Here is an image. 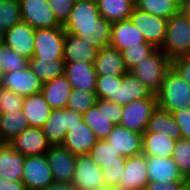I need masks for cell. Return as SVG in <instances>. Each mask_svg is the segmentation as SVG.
Returning a JSON list of instances; mask_svg holds the SVG:
<instances>
[{
  "mask_svg": "<svg viewBox=\"0 0 190 190\" xmlns=\"http://www.w3.org/2000/svg\"><path fill=\"white\" fill-rule=\"evenodd\" d=\"M170 69L171 59L161 49H155L145 60L138 62L130 72L156 95Z\"/></svg>",
  "mask_w": 190,
  "mask_h": 190,
  "instance_id": "1",
  "label": "cell"
},
{
  "mask_svg": "<svg viewBox=\"0 0 190 190\" xmlns=\"http://www.w3.org/2000/svg\"><path fill=\"white\" fill-rule=\"evenodd\" d=\"M156 96L161 110L172 113L190 108V84L173 69L165 75L162 87Z\"/></svg>",
  "mask_w": 190,
  "mask_h": 190,
  "instance_id": "2",
  "label": "cell"
},
{
  "mask_svg": "<svg viewBox=\"0 0 190 190\" xmlns=\"http://www.w3.org/2000/svg\"><path fill=\"white\" fill-rule=\"evenodd\" d=\"M171 60L190 55V18L180 11L168 19L166 37L161 49Z\"/></svg>",
  "mask_w": 190,
  "mask_h": 190,
  "instance_id": "3",
  "label": "cell"
},
{
  "mask_svg": "<svg viewBox=\"0 0 190 190\" xmlns=\"http://www.w3.org/2000/svg\"><path fill=\"white\" fill-rule=\"evenodd\" d=\"M157 96L140 99L122 106L119 125L143 134L153 112L157 109Z\"/></svg>",
  "mask_w": 190,
  "mask_h": 190,
  "instance_id": "4",
  "label": "cell"
},
{
  "mask_svg": "<svg viewBox=\"0 0 190 190\" xmlns=\"http://www.w3.org/2000/svg\"><path fill=\"white\" fill-rule=\"evenodd\" d=\"M83 114L69 108L52 109V112L42 127L50 145H62L68 129L83 121Z\"/></svg>",
  "mask_w": 190,
  "mask_h": 190,
  "instance_id": "5",
  "label": "cell"
},
{
  "mask_svg": "<svg viewBox=\"0 0 190 190\" xmlns=\"http://www.w3.org/2000/svg\"><path fill=\"white\" fill-rule=\"evenodd\" d=\"M129 19L141 31L147 43L155 49H162L166 37L167 19L144 12L136 7Z\"/></svg>",
  "mask_w": 190,
  "mask_h": 190,
  "instance_id": "6",
  "label": "cell"
},
{
  "mask_svg": "<svg viewBox=\"0 0 190 190\" xmlns=\"http://www.w3.org/2000/svg\"><path fill=\"white\" fill-rule=\"evenodd\" d=\"M64 38L63 26L36 29L33 56L42 60L63 58Z\"/></svg>",
  "mask_w": 190,
  "mask_h": 190,
  "instance_id": "7",
  "label": "cell"
},
{
  "mask_svg": "<svg viewBox=\"0 0 190 190\" xmlns=\"http://www.w3.org/2000/svg\"><path fill=\"white\" fill-rule=\"evenodd\" d=\"M18 1L20 5L21 21L27 23L35 30L62 26L55 17L47 0Z\"/></svg>",
  "mask_w": 190,
  "mask_h": 190,
  "instance_id": "8",
  "label": "cell"
},
{
  "mask_svg": "<svg viewBox=\"0 0 190 190\" xmlns=\"http://www.w3.org/2000/svg\"><path fill=\"white\" fill-rule=\"evenodd\" d=\"M72 184L76 190H99L106 186L103 169L92 160L89 154L76 155Z\"/></svg>",
  "mask_w": 190,
  "mask_h": 190,
  "instance_id": "9",
  "label": "cell"
},
{
  "mask_svg": "<svg viewBox=\"0 0 190 190\" xmlns=\"http://www.w3.org/2000/svg\"><path fill=\"white\" fill-rule=\"evenodd\" d=\"M22 181L27 190H42L54 182L45 154L25 156Z\"/></svg>",
  "mask_w": 190,
  "mask_h": 190,
  "instance_id": "10",
  "label": "cell"
},
{
  "mask_svg": "<svg viewBox=\"0 0 190 190\" xmlns=\"http://www.w3.org/2000/svg\"><path fill=\"white\" fill-rule=\"evenodd\" d=\"M54 182L69 183L75 173L76 155L62 145H50L45 153Z\"/></svg>",
  "mask_w": 190,
  "mask_h": 190,
  "instance_id": "11",
  "label": "cell"
},
{
  "mask_svg": "<svg viewBox=\"0 0 190 190\" xmlns=\"http://www.w3.org/2000/svg\"><path fill=\"white\" fill-rule=\"evenodd\" d=\"M0 87L9 89L19 96L27 97L41 93L43 82L28 66L23 70L2 73Z\"/></svg>",
  "mask_w": 190,
  "mask_h": 190,
  "instance_id": "12",
  "label": "cell"
},
{
  "mask_svg": "<svg viewBox=\"0 0 190 190\" xmlns=\"http://www.w3.org/2000/svg\"><path fill=\"white\" fill-rule=\"evenodd\" d=\"M154 94L130 71L123 76H116L115 98L108 101L124 106L130 102L152 97Z\"/></svg>",
  "mask_w": 190,
  "mask_h": 190,
  "instance_id": "13",
  "label": "cell"
},
{
  "mask_svg": "<svg viewBox=\"0 0 190 190\" xmlns=\"http://www.w3.org/2000/svg\"><path fill=\"white\" fill-rule=\"evenodd\" d=\"M119 156L131 157L142 153V134L115 125L105 139Z\"/></svg>",
  "mask_w": 190,
  "mask_h": 190,
  "instance_id": "14",
  "label": "cell"
},
{
  "mask_svg": "<svg viewBox=\"0 0 190 190\" xmlns=\"http://www.w3.org/2000/svg\"><path fill=\"white\" fill-rule=\"evenodd\" d=\"M34 40L35 29L21 21L4 32L3 42L29 60L33 56Z\"/></svg>",
  "mask_w": 190,
  "mask_h": 190,
  "instance_id": "15",
  "label": "cell"
},
{
  "mask_svg": "<svg viewBox=\"0 0 190 190\" xmlns=\"http://www.w3.org/2000/svg\"><path fill=\"white\" fill-rule=\"evenodd\" d=\"M23 156L42 155L50 147L42 128L28 127L9 142Z\"/></svg>",
  "mask_w": 190,
  "mask_h": 190,
  "instance_id": "16",
  "label": "cell"
},
{
  "mask_svg": "<svg viewBox=\"0 0 190 190\" xmlns=\"http://www.w3.org/2000/svg\"><path fill=\"white\" fill-rule=\"evenodd\" d=\"M147 173L144 154L127 157L124 171L121 173L117 186L131 190H145L149 182Z\"/></svg>",
  "mask_w": 190,
  "mask_h": 190,
  "instance_id": "17",
  "label": "cell"
},
{
  "mask_svg": "<svg viewBox=\"0 0 190 190\" xmlns=\"http://www.w3.org/2000/svg\"><path fill=\"white\" fill-rule=\"evenodd\" d=\"M145 157L149 182L186 181L172 157Z\"/></svg>",
  "mask_w": 190,
  "mask_h": 190,
  "instance_id": "18",
  "label": "cell"
},
{
  "mask_svg": "<svg viewBox=\"0 0 190 190\" xmlns=\"http://www.w3.org/2000/svg\"><path fill=\"white\" fill-rule=\"evenodd\" d=\"M98 141L93 130L84 121H81L78 125L68 129L62 146L73 155H82L88 154Z\"/></svg>",
  "mask_w": 190,
  "mask_h": 190,
  "instance_id": "19",
  "label": "cell"
},
{
  "mask_svg": "<svg viewBox=\"0 0 190 190\" xmlns=\"http://www.w3.org/2000/svg\"><path fill=\"white\" fill-rule=\"evenodd\" d=\"M98 53V48L91 45L83 38L65 33L63 60L65 63H94Z\"/></svg>",
  "mask_w": 190,
  "mask_h": 190,
  "instance_id": "20",
  "label": "cell"
},
{
  "mask_svg": "<svg viewBox=\"0 0 190 190\" xmlns=\"http://www.w3.org/2000/svg\"><path fill=\"white\" fill-rule=\"evenodd\" d=\"M141 43L147 42L130 19L112 23L109 45L122 52L124 49L139 46Z\"/></svg>",
  "mask_w": 190,
  "mask_h": 190,
  "instance_id": "21",
  "label": "cell"
},
{
  "mask_svg": "<svg viewBox=\"0 0 190 190\" xmlns=\"http://www.w3.org/2000/svg\"><path fill=\"white\" fill-rule=\"evenodd\" d=\"M94 68L98 76H123L128 72L122 52L111 45L98 49Z\"/></svg>",
  "mask_w": 190,
  "mask_h": 190,
  "instance_id": "22",
  "label": "cell"
},
{
  "mask_svg": "<svg viewBox=\"0 0 190 190\" xmlns=\"http://www.w3.org/2000/svg\"><path fill=\"white\" fill-rule=\"evenodd\" d=\"M65 76L73 89L95 92L98 75L94 63H66Z\"/></svg>",
  "mask_w": 190,
  "mask_h": 190,
  "instance_id": "23",
  "label": "cell"
},
{
  "mask_svg": "<svg viewBox=\"0 0 190 190\" xmlns=\"http://www.w3.org/2000/svg\"><path fill=\"white\" fill-rule=\"evenodd\" d=\"M99 17L98 4L88 0H75L69 18L62 26L63 29H89Z\"/></svg>",
  "mask_w": 190,
  "mask_h": 190,
  "instance_id": "24",
  "label": "cell"
},
{
  "mask_svg": "<svg viewBox=\"0 0 190 190\" xmlns=\"http://www.w3.org/2000/svg\"><path fill=\"white\" fill-rule=\"evenodd\" d=\"M25 156L12 148L9 143H0V178L22 181Z\"/></svg>",
  "mask_w": 190,
  "mask_h": 190,
  "instance_id": "25",
  "label": "cell"
},
{
  "mask_svg": "<svg viewBox=\"0 0 190 190\" xmlns=\"http://www.w3.org/2000/svg\"><path fill=\"white\" fill-rule=\"evenodd\" d=\"M72 90L67 77L63 75L43 83L41 94L52 109H63Z\"/></svg>",
  "mask_w": 190,
  "mask_h": 190,
  "instance_id": "26",
  "label": "cell"
},
{
  "mask_svg": "<svg viewBox=\"0 0 190 190\" xmlns=\"http://www.w3.org/2000/svg\"><path fill=\"white\" fill-rule=\"evenodd\" d=\"M22 111L29 127L42 128L49 118L52 108L39 93L24 97Z\"/></svg>",
  "mask_w": 190,
  "mask_h": 190,
  "instance_id": "27",
  "label": "cell"
},
{
  "mask_svg": "<svg viewBox=\"0 0 190 190\" xmlns=\"http://www.w3.org/2000/svg\"><path fill=\"white\" fill-rule=\"evenodd\" d=\"M82 119L99 140H105L115 126L105 115V99L97 98L96 105L83 113Z\"/></svg>",
  "mask_w": 190,
  "mask_h": 190,
  "instance_id": "28",
  "label": "cell"
},
{
  "mask_svg": "<svg viewBox=\"0 0 190 190\" xmlns=\"http://www.w3.org/2000/svg\"><path fill=\"white\" fill-rule=\"evenodd\" d=\"M176 139L161 133L142 134V154L152 157H172Z\"/></svg>",
  "mask_w": 190,
  "mask_h": 190,
  "instance_id": "29",
  "label": "cell"
},
{
  "mask_svg": "<svg viewBox=\"0 0 190 190\" xmlns=\"http://www.w3.org/2000/svg\"><path fill=\"white\" fill-rule=\"evenodd\" d=\"M112 23L99 17L95 25L89 29H64L65 33L77 35L98 49L109 45Z\"/></svg>",
  "mask_w": 190,
  "mask_h": 190,
  "instance_id": "30",
  "label": "cell"
},
{
  "mask_svg": "<svg viewBox=\"0 0 190 190\" xmlns=\"http://www.w3.org/2000/svg\"><path fill=\"white\" fill-rule=\"evenodd\" d=\"M28 127L22 110L0 113V143H9Z\"/></svg>",
  "mask_w": 190,
  "mask_h": 190,
  "instance_id": "31",
  "label": "cell"
},
{
  "mask_svg": "<svg viewBox=\"0 0 190 190\" xmlns=\"http://www.w3.org/2000/svg\"><path fill=\"white\" fill-rule=\"evenodd\" d=\"M135 7L133 0H100L98 2L100 16L111 23L128 20Z\"/></svg>",
  "mask_w": 190,
  "mask_h": 190,
  "instance_id": "32",
  "label": "cell"
},
{
  "mask_svg": "<svg viewBox=\"0 0 190 190\" xmlns=\"http://www.w3.org/2000/svg\"><path fill=\"white\" fill-rule=\"evenodd\" d=\"M145 132L169 135L176 140L181 138L179 126L176 124L172 113L161 110L159 107L153 112Z\"/></svg>",
  "mask_w": 190,
  "mask_h": 190,
  "instance_id": "33",
  "label": "cell"
},
{
  "mask_svg": "<svg viewBox=\"0 0 190 190\" xmlns=\"http://www.w3.org/2000/svg\"><path fill=\"white\" fill-rule=\"evenodd\" d=\"M29 67L43 82L65 75L66 63L63 58L54 60H42L32 56L29 59Z\"/></svg>",
  "mask_w": 190,
  "mask_h": 190,
  "instance_id": "34",
  "label": "cell"
},
{
  "mask_svg": "<svg viewBox=\"0 0 190 190\" xmlns=\"http://www.w3.org/2000/svg\"><path fill=\"white\" fill-rule=\"evenodd\" d=\"M135 5L139 10L167 20L180 11L177 0H137Z\"/></svg>",
  "mask_w": 190,
  "mask_h": 190,
  "instance_id": "35",
  "label": "cell"
},
{
  "mask_svg": "<svg viewBox=\"0 0 190 190\" xmlns=\"http://www.w3.org/2000/svg\"><path fill=\"white\" fill-rule=\"evenodd\" d=\"M29 66V60L13 51L4 42L0 43L1 73L23 70Z\"/></svg>",
  "mask_w": 190,
  "mask_h": 190,
  "instance_id": "36",
  "label": "cell"
},
{
  "mask_svg": "<svg viewBox=\"0 0 190 190\" xmlns=\"http://www.w3.org/2000/svg\"><path fill=\"white\" fill-rule=\"evenodd\" d=\"M88 154L99 167L104 163L126 162L127 160L126 157L119 156L106 140H99Z\"/></svg>",
  "mask_w": 190,
  "mask_h": 190,
  "instance_id": "37",
  "label": "cell"
},
{
  "mask_svg": "<svg viewBox=\"0 0 190 190\" xmlns=\"http://www.w3.org/2000/svg\"><path fill=\"white\" fill-rule=\"evenodd\" d=\"M21 22L18 0H0V28L5 32Z\"/></svg>",
  "mask_w": 190,
  "mask_h": 190,
  "instance_id": "38",
  "label": "cell"
},
{
  "mask_svg": "<svg viewBox=\"0 0 190 190\" xmlns=\"http://www.w3.org/2000/svg\"><path fill=\"white\" fill-rule=\"evenodd\" d=\"M96 102L97 96L95 92H85L80 89H73L68 99L66 108L83 114L88 109L94 107Z\"/></svg>",
  "mask_w": 190,
  "mask_h": 190,
  "instance_id": "39",
  "label": "cell"
},
{
  "mask_svg": "<svg viewBox=\"0 0 190 190\" xmlns=\"http://www.w3.org/2000/svg\"><path fill=\"white\" fill-rule=\"evenodd\" d=\"M172 159L177 164L183 177L187 178L190 175V139H177Z\"/></svg>",
  "mask_w": 190,
  "mask_h": 190,
  "instance_id": "40",
  "label": "cell"
},
{
  "mask_svg": "<svg viewBox=\"0 0 190 190\" xmlns=\"http://www.w3.org/2000/svg\"><path fill=\"white\" fill-rule=\"evenodd\" d=\"M155 48L149 43H141L139 46L129 47L122 51V56L126 69L130 71L138 62L145 60L149 54H151Z\"/></svg>",
  "mask_w": 190,
  "mask_h": 190,
  "instance_id": "41",
  "label": "cell"
},
{
  "mask_svg": "<svg viewBox=\"0 0 190 190\" xmlns=\"http://www.w3.org/2000/svg\"><path fill=\"white\" fill-rule=\"evenodd\" d=\"M24 97L0 87V113L22 110Z\"/></svg>",
  "mask_w": 190,
  "mask_h": 190,
  "instance_id": "42",
  "label": "cell"
},
{
  "mask_svg": "<svg viewBox=\"0 0 190 190\" xmlns=\"http://www.w3.org/2000/svg\"><path fill=\"white\" fill-rule=\"evenodd\" d=\"M116 76H98L96 82V96L100 99L108 100L115 98Z\"/></svg>",
  "mask_w": 190,
  "mask_h": 190,
  "instance_id": "43",
  "label": "cell"
},
{
  "mask_svg": "<svg viewBox=\"0 0 190 190\" xmlns=\"http://www.w3.org/2000/svg\"><path fill=\"white\" fill-rule=\"evenodd\" d=\"M126 162H112L104 163L101 168L103 169V176L106 185L115 186L120 181L121 173L124 171Z\"/></svg>",
  "mask_w": 190,
  "mask_h": 190,
  "instance_id": "44",
  "label": "cell"
},
{
  "mask_svg": "<svg viewBox=\"0 0 190 190\" xmlns=\"http://www.w3.org/2000/svg\"><path fill=\"white\" fill-rule=\"evenodd\" d=\"M57 20L63 25L69 18L75 0H47Z\"/></svg>",
  "mask_w": 190,
  "mask_h": 190,
  "instance_id": "45",
  "label": "cell"
},
{
  "mask_svg": "<svg viewBox=\"0 0 190 190\" xmlns=\"http://www.w3.org/2000/svg\"><path fill=\"white\" fill-rule=\"evenodd\" d=\"M172 115L179 126L181 138L190 139V108L176 110Z\"/></svg>",
  "mask_w": 190,
  "mask_h": 190,
  "instance_id": "46",
  "label": "cell"
},
{
  "mask_svg": "<svg viewBox=\"0 0 190 190\" xmlns=\"http://www.w3.org/2000/svg\"><path fill=\"white\" fill-rule=\"evenodd\" d=\"M171 69L190 84V55L179 56L171 60Z\"/></svg>",
  "mask_w": 190,
  "mask_h": 190,
  "instance_id": "47",
  "label": "cell"
},
{
  "mask_svg": "<svg viewBox=\"0 0 190 190\" xmlns=\"http://www.w3.org/2000/svg\"><path fill=\"white\" fill-rule=\"evenodd\" d=\"M186 181H174L169 183L148 182L145 190H185Z\"/></svg>",
  "mask_w": 190,
  "mask_h": 190,
  "instance_id": "48",
  "label": "cell"
},
{
  "mask_svg": "<svg viewBox=\"0 0 190 190\" xmlns=\"http://www.w3.org/2000/svg\"><path fill=\"white\" fill-rule=\"evenodd\" d=\"M105 115L114 125H119L122 115V106L105 100Z\"/></svg>",
  "mask_w": 190,
  "mask_h": 190,
  "instance_id": "49",
  "label": "cell"
},
{
  "mask_svg": "<svg viewBox=\"0 0 190 190\" xmlns=\"http://www.w3.org/2000/svg\"><path fill=\"white\" fill-rule=\"evenodd\" d=\"M0 190H27L23 181H10L0 178Z\"/></svg>",
  "mask_w": 190,
  "mask_h": 190,
  "instance_id": "50",
  "label": "cell"
},
{
  "mask_svg": "<svg viewBox=\"0 0 190 190\" xmlns=\"http://www.w3.org/2000/svg\"><path fill=\"white\" fill-rule=\"evenodd\" d=\"M42 190H76V189L73 186L72 182L69 183L53 182L51 185H48L46 188Z\"/></svg>",
  "mask_w": 190,
  "mask_h": 190,
  "instance_id": "51",
  "label": "cell"
},
{
  "mask_svg": "<svg viewBox=\"0 0 190 190\" xmlns=\"http://www.w3.org/2000/svg\"><path fill=\"white\" fill-rule=\"evenodd\" d=\"M179 6L180 12L190 17V0H183Z\"/></svg>",
  "mask_w": 190,
  "mask_h": 190,
  "instance_id": "52",
  "label": "cell"
},
{
  "mask_svg": "<svg viewBox=\"0 0 190 190\" xmlns=\"http://www.w3.org/2000/svg\"><path fill=\"white\" fill-rule=\"evenodd\" d=\"M99 190H114V186L106 185L104 187H101Z\"/></svg>",
  "mask_w": 190,
  "mask_h": 190,
  "instance_id": "53",
  "label": "cell"
},
{
  "mask_svg": "<svg viewBox=\"0 0 190 190\" xmlns=\"http://www.w3.org/2000/svg\"><path fill=\"white\" fill-rule=\"evenodd\" d=\"M186 188L190 190V175L186 178Z\"/></svg>",
  "mask_w": 190,
  "mask_h": 190,
  "instance_id": "54",
  "label": "cell"
},
{
  "mask_svg": "<svg viewBox=\"0 0 190 190\" xmlns=\"http://www.w3.org/2000/svg\"><path fill=\"white\" fill-rule=\"evenodd\" d=\"M4 39V32L3 30L0 28V43L3 42Z\"/></svg>",
  "mask_w": 190,
  "mask_h": 190,
  "instance_id": "55",
  "label": "cell"
},
{
  "mask_svg": "<svg viewBox=\"0 0 190 190\" xmlns=\"http://www.w3.org/2000/svg\"><path fill=\"white\" fill-rule=\"evenodd\" d=\"M114 190H131V189H126V188L119 187V186L115 185Z\"/></svg>",
  "mask_w": 190,
  "mask_h": 190,
  "instance_id": "56",
  "label": "cell"
},
{
  "mask_svg": "<svg viewBox=\"0 0 190 190\" xmlns=\"http://www.w3.org/2000/svg\"><path fill=\"white\" fill-rule=\"evenodd\" d=\"M89 2H91V3H94V4H98V2L100 1V0H88Z\"/></svg>",
  "mask_w": 190,
  "mask_h": 190,
  "instance_id": "57",
  "label": "cell"
},
{
  "mask_svg": "<svg viewBox=\"0 0 190 190\" xmlns=\"http://www.w3.org/2000/svg\"><path fill=\"white\" fill-rule=\"evenodd\" d=\"M1 77H2V73H1V71H0V83H1Z\"/></svg>",
  "mask_w": 190,
  "mask_h": 190,
  "instance_id": "58",
  "label": "cell"
}]
</instances>
